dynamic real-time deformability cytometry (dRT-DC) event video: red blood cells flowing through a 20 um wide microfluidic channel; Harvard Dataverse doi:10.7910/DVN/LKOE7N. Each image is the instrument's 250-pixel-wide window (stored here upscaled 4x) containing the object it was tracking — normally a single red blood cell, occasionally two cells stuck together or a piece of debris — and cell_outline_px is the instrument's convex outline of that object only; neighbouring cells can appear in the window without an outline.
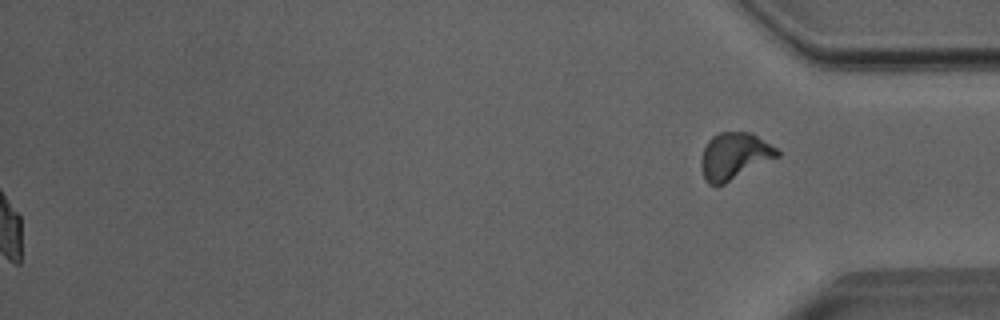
{"species": "Egyptian fruit bat (a non-hibernating species)", "species_latin": "Rousettus aegyptiacus", "temperature_condition": "room temperature", "stored_images_in_passage": 52, "segment_of_instrument_passage": [2, 2], "camera_frame_rate_fps": 3000, "um_per_image_px": 0.085, "animal": {"sex": "male"}, "frame": {"image": 1, "passage_image": 52, "time_ms": 17.0, "image_size_px": [1000, 320], "cell_outline_px": [[780, 156], [724, 184], [708, 184], [704, 176], [700, 164], [700, 160], [704, 148], [708, 140], [712, 136], [720, 132], [748, 132], [756, 136], [776, 148], [780, 152]], "centroid_in_image_um": [62.41, 13.26], "position_along_channel_um": 372.8, "area_um2": 20.52}}